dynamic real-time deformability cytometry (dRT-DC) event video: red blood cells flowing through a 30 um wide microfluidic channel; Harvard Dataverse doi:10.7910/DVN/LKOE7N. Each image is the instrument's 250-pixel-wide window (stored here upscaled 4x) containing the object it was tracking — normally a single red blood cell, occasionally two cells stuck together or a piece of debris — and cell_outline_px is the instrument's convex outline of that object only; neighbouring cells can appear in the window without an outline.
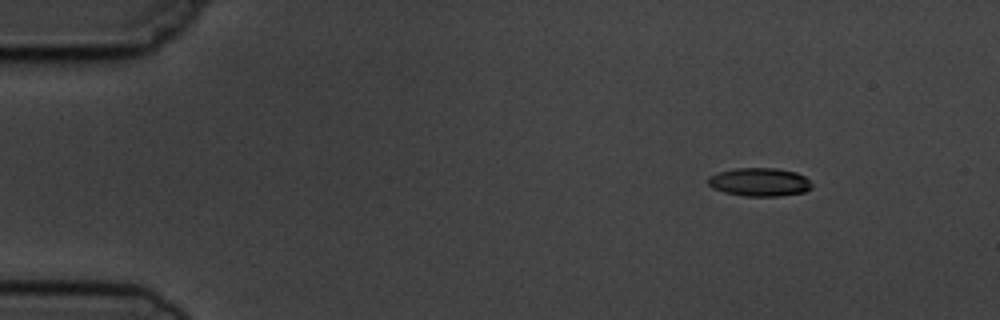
{"species": "common noctule bat (a hibernating species)", "species_latin": "Nyctalus noctula", "temperature_condition": "cold", "stored_images_in_passage": 4, "camera_frame_rate_fps": 3000, "um_per_image_px": 0.085, "animal": {"sex": "male", "body_mass_g": 19.5, "forearm_length_mm": 54.6}, "frame": {"image": 1, "passage_image": 1, "time_ms": 0.0, "image_size_px": [1000, 320], "cell_outline_px": [[812, 188], [804, 192], [780, 196], [744, 196], [724, 192], [712, 188], [708, 184], [708, 176], [720, 172], [736, 168], [776, 168], [796, 172], [804, 176], [812, 184]], "centroid_in_image_um": [64.56, 15.48], "position_along_channel_um": 20.4, "area_um2": 17.17}}